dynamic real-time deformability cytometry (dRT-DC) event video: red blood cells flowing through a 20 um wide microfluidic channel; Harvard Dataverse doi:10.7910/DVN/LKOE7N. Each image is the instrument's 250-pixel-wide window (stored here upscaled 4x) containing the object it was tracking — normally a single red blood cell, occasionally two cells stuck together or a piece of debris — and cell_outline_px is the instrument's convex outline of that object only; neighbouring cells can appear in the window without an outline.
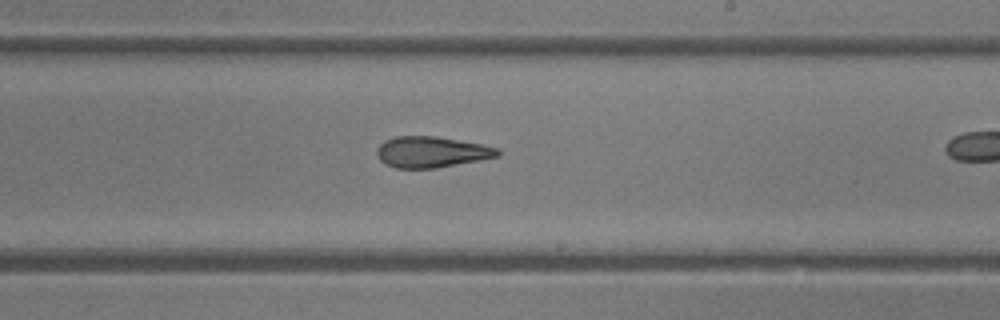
{"species": "common noctule bat (a hibernating species)", "species_latin": "Nyctalus noctula", "temperature_condition": "room temperature", "stored_images_in_passage": 28, "camera_frame_rate_fps": 3000, "um_per_image_px": 0.085, "animal": {"sex": "female"}, "frame": {"image": 1, "passage_image": 20, "time_ms": 6.333, "image_size_px": [1000, 320], "cell_outline_px": [[500, 156], [480, 160], [436, 168], [396, 168], [384, 164], [380, 160], [376, 152], [376, 148], [384, 140], [396, 136], [436, 136], [480, 144], [496, 148], [500, 152]], "centroid_in_image_um": [36.63, 12.92], "position_along_channel_um": 252.4, "area_um2": 21.79}}